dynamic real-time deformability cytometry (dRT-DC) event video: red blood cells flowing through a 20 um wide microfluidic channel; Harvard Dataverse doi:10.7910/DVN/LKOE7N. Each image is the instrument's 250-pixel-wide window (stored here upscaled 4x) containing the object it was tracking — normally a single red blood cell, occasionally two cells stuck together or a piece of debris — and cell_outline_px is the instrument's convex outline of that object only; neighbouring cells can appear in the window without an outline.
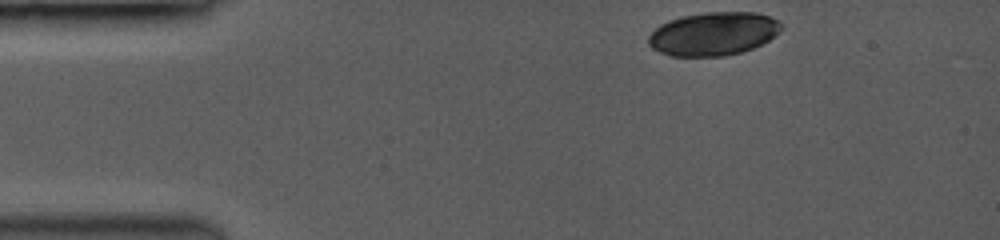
{"species": "common noctule bat (a hibernating species)", "species_latin": "Nyctalus noctula", "temperature_condition": "room temperature", "stored_images_in_passage": 44, "camera_frame_rate_fps": 3500, "um_per_image_px": 0.085, "animal": {"sex": "female", "body_mass_g": 19.0, "forearm_length_mm": 53.3}, "frame": {"image": 1, "passage_image": 1, "time_ms": 0.0, "image_size_px": [1000, 240], "cell_outline_px": [[780, 28], [768, 40], [752, 48], [740, 52], [724, 56], [672, 56], [660, 52], [652, 48], [648, 44], [648, 36], [660, 24], [684, 16], [708, 12], [756, 12], [768, 16], [776, 20], [780, 24]], "centroid_in_image_um": [60.59, 2.88], "position_along_channel_um": 24.4, "area_um2": 33.0}}